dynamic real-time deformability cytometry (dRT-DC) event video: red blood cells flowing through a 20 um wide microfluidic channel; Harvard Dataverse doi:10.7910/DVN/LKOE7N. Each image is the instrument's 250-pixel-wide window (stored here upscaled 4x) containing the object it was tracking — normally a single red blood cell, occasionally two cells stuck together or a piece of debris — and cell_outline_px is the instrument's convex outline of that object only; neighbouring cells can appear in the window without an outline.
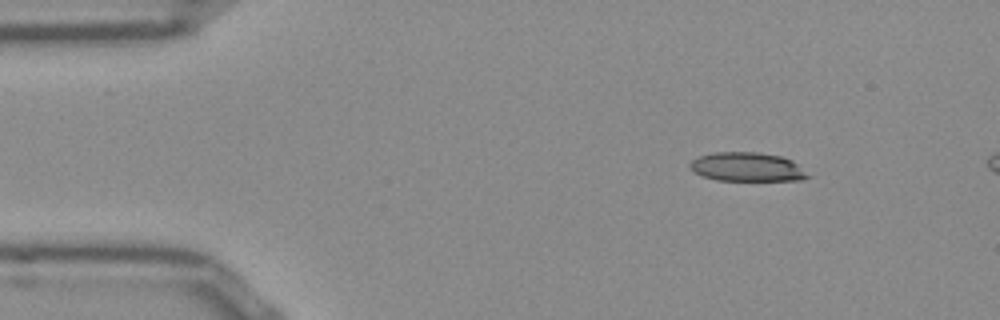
{"species": "Egyptian fruit bat (a non-hibernating species)", "species_latin": "Rousettus aegyptiacus", "temperature_condition": "room temperature", "stored_images_in_passage": 6, "camera_frame_rate_fps": 3000, "um_per_image_px": 0.085, "frame": {"image": 1, "passage_image": 1, "time_ms": 0.0, "image_size_px": [1000, 320], "cell_outline_px": [[812, 176], [804, 180], [716, 180], [692, 172], [688, 168], [688, 164], [692, 160], [700, 156], [712, 152], [756, 152], [780, 156], [792, 160]], "centroid_in_image_um": [63.49, 14.19], "position_along_channel_um": 21.5, "area_um2": 20.0}}